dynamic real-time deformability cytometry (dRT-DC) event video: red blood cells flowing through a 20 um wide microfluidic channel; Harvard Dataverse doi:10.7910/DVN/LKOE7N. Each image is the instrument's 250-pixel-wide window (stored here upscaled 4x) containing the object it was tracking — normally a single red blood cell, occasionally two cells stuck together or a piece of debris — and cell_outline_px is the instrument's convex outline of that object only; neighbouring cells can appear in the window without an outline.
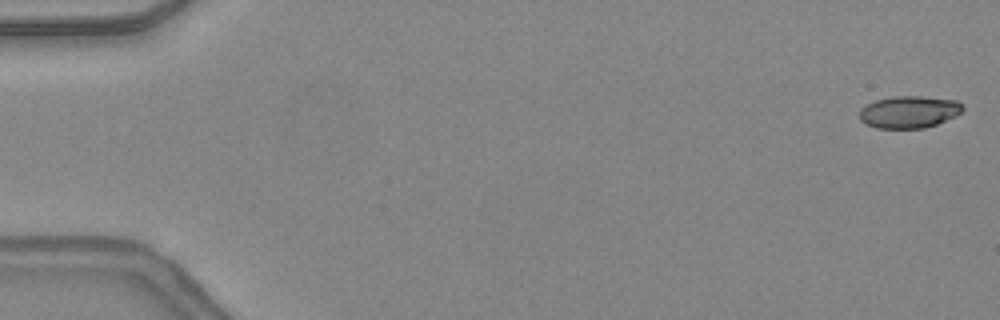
{"species": "common noctule bat (a hibernating species)", "species_latin": "Nyctalus noctula", "temperature_condition": "warm", "stored_images_in_passage": 47, "camera_frame_rate_fps": 3000, "um_per_image_px": 0.085, "animal": {"sex": "female", "body_mass_g": 24.6, "forearm_length_mm": 56.2}, "frame": {"image": 1, "passage_image": 1, "time_ms": 0.0, "image_size_px": [1000, 320], "cell_outline_px": [[964, 108], [956, 116], [936, 124], [924, 128], [876, 128], [860, 120], [860, 108], [876, 100], [892, 96], [920, 96], [956, 100], [964, 104]], "centroid_in_image_um": [77.29, 9.51], "position_along_channel_um": 7.7, "area_um2": 19.31}}
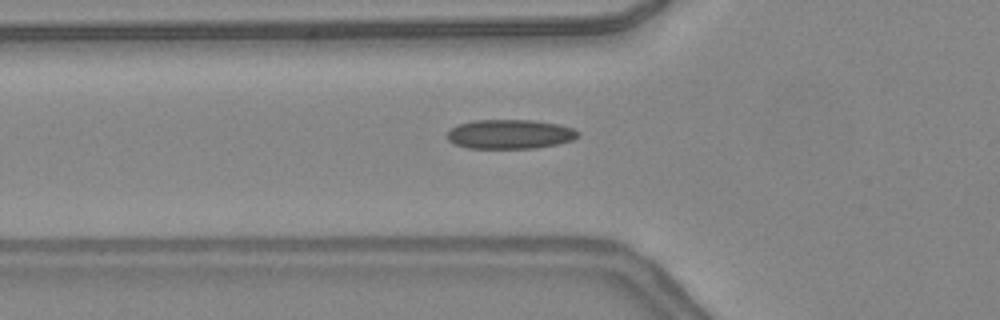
{"frame": {"image": 2, "passage_image": 17, "time_ms": 5.333, "image_size_px": [1000, 320], "cell_outline_px": [[580, 136], [572, 140], [556, 144], [536, 148], [468, 148], [456, 144], [448, 140], [448, 132], [456, 124], [472, 120], [532, 120], [560, 124], [572, 128], [580, 132]], "centroid_in_image_um": [43.36, 11.39], "position_along_channel_um": 82.4, "area_um2": 22.43}}
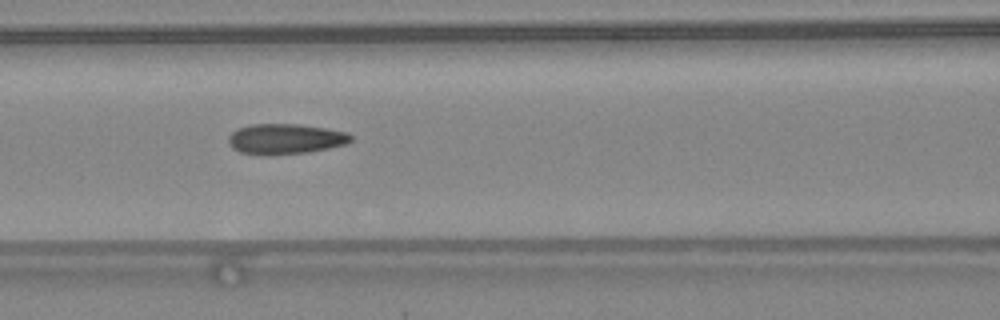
{"frame": {"image": 3, "passage_image": 21, "time_ms": 6.667, "image_size_px": [1000, 320], "cell_outline_px": [[352, 140], [348, 144], [308, 152], [268, 156], [240, 152], [232, 148], [228, 144], [228, 136], [232, 132], [240, 128], [252, 124], [300, 124], [348, 132], [352, 136]], "centroid_in_image_um": [24.26, 11.82], "position_along_channel_um": 142.3, "area_um2": 21.85}, "authors_computed_cell_mechanics": {"area_um2": 21.0392, "velocity_mm_per_s": 4.4002, "shape_relaxation_time_tau1_ms": null, "shape_relaxation_time_tau2_ms": 1.6166, "deformation_change_tau1": null, "deformation_change_tau2": 0.0811}}